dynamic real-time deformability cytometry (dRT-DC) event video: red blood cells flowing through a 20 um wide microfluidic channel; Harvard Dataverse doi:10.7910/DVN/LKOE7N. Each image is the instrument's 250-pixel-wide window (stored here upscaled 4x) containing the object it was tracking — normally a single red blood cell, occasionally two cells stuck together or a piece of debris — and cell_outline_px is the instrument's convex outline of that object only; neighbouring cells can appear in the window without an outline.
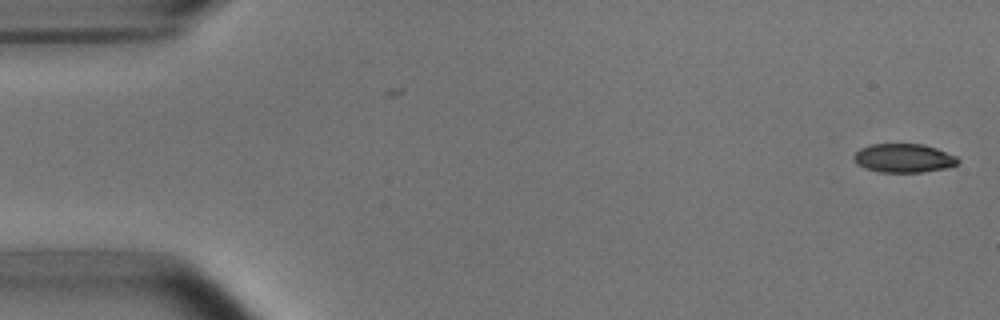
{"species": "common noctule bat (a hibernating species)", "species_latin": "Nyctalus noctula", "temperature_condition": "room temperature", "stored_images_in_passage": 40, "camera_frame_rate_fps": 3000, "um_per_image_px": 0.085, "animal": {"sex": "male", "body_mass_g": 15.6}, "frame": {"image": 1, "passage_image": 1, "time_ms": 0.0, "image_size_px": [1000, 320], "cell_outline_px": [[960, 160], [956, 164], [948, 168], [920, 172], [880, 172], [856, 164], [852, 156], [860, 148], [872, 144], [924, 144], [936, 148], [956, 156]], "centroid_in_image_um": [76.81, 13.43], "position_along_channel_um": 8.2, "area_um2": 17.4}}
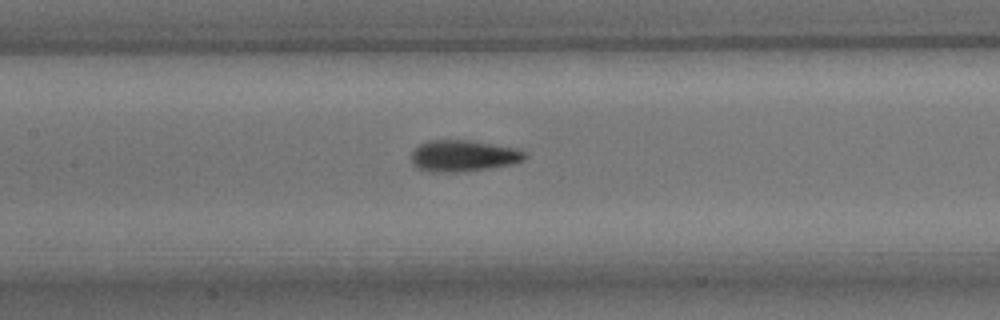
{"frame": {"image": 2, "passage_image": 24, "time_ms": 7.667, "image_size_px": [1000, 320], "cell_outline_px": [[528, 156], [524, 160], [512, 164], [464, 172], [428, 172], [416, 168], [412, 164], [412, 148], [428, 140], [468, 140], [520, 148]], "centroid_in_image_um": [39.37, 13.25], "position_along_channel_um": 168.0, "area_um2": 21.15}}
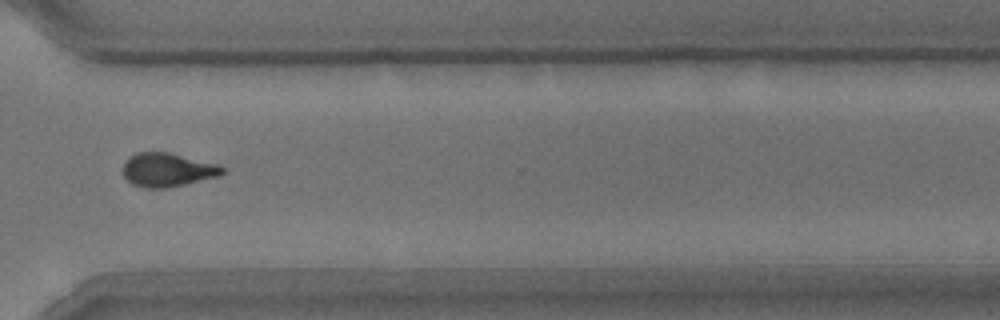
{"frame": {"image": 3, "passage_image": 39, "time_ms": 12.667, "image_size_px": [1000, 320], "cell_outline_px": [[224, 172], [220, 176], [168, 188], [144, 188], [132, 184], [124, 176], [124, 160], [128, 156], [136, 152], [168, 152], [220, 164], [224, 168]], "centroid_in_image_um": [14.25, 14.43], "position_along_channel_um": 356.4, "area_um2": 19.77}, "authors_computed_cell_mechanics": {"area_um2": 19.7387, "velocity_mm_per_s": 3.7742, "shape_relaxation_time_tau1_ms": 4.3025, "shape_relaxation_time_tau2_ms": 1.972, "deformation_change_tau1": 0.1498, "deformation_change_tau2": 0.0794}}